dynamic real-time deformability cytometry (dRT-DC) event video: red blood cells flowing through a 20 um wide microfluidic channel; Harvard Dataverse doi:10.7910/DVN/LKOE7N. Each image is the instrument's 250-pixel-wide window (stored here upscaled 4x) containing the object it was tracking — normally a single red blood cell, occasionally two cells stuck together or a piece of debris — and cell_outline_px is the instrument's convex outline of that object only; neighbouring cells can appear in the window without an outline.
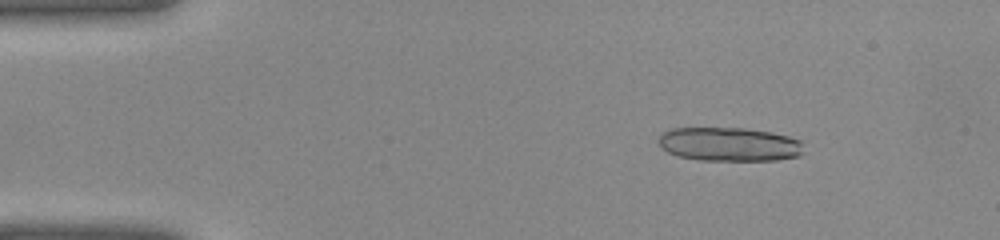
{"species": "common noctule bat (a hibernating species)", "species_latin": "Nyctalus noctula", "temperature_condition": "warm", "stored_images_in_passage": 41, "camera_frame_rate_fps": 3000, "um_per_image_px": 0.085, "animal": {"sex": "female", "body_mass_g": 22.0, "forearm_length_mm": 56.7}, "frame": {"image": 1, "passage_image": 6, "time_ms": 1.667, "image_size_px": [1000, 240], "cell_outline_px": [[804, 152], [800, 156], [776, 160], [700, 160], [676, 156], [668, 152], [656, 140], [660, 132], [672, 128], [744, 128], [772, 132], [788, 136], [800, 140]], "centroid_in_image_um": [61.97, 12.26], "position_along_channel_um": 23.0, "area_um2": 28.9}}
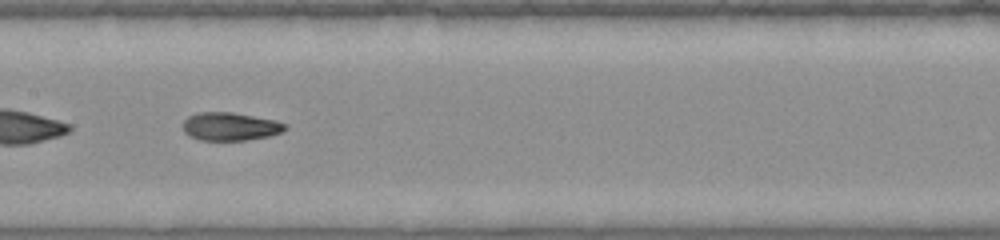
{"frame": {"image": 2, "passage_image": 21, "time_ms": 6.667, "image_size_px": [1000, 240], "cell_outline_px": [[288, 128], [280, 132], [268, 136], [244, 140], [200, 140], [188, 136], [184, 132], [184, 120], [188, 116], [196, 112], [232, 112], [272, 120], [288, 124]], "centroid_in_image_um": [19.53, 10.75], "position_along_channel_um": 187.9, "area_um2": 16.65}}
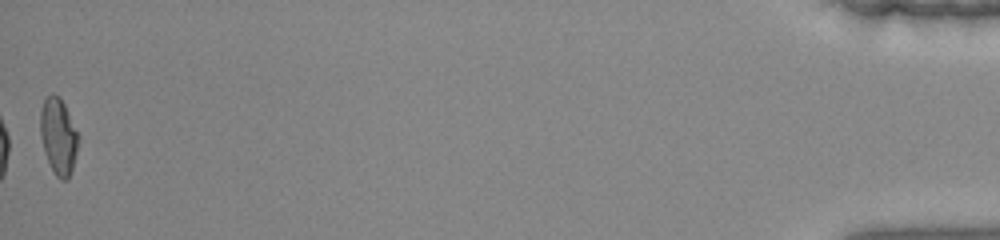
{"frame": {"image": 3, "passage_image": 41, "time_ms": 13.333, "image_size_px": [1000, 240], "cell_outline_px": [[80, 136], [72, 168], [68, 180], [60, 180], [52, 172], [44, 152], [40, 136], [40, 112], [44, 100], [52, 92], [60, 96]], "centroid_in_image_um": [4.96, 11.59], "position_along_channel_um": 430.2, "area_um2": 17.11}}